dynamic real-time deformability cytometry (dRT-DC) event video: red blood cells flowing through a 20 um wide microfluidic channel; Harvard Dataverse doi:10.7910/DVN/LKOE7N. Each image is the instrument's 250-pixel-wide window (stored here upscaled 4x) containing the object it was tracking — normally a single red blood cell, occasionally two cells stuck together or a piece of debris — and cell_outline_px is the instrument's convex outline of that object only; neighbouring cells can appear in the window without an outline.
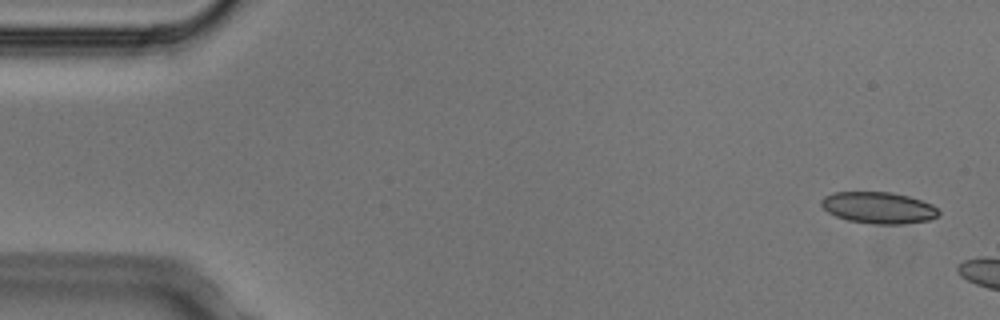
{"species": "Egyptian fruit bat (a non-hibernating species)", "species_latin": "Rousettus aegyptiacus", "temperature_condition": "cold", "stored_images_in_passage": 2, "camera_frame_rate_fps": 3000, "um_per_image_px": 0.085, "animal": {"sex": "male"}, "frame": {"image": 1, "passage_image": 1, "time_ms": 0.0, "image_size_px": [1000, 320], "cell_outline_px": [[940, 212], [936, 216], [928, 220], [900, 224], [876, 224], [848, 220], [836, 216], [828, 212], [820, 204], [820, 200], [824, 196], [836, 192], [892, 192], [908, 196], [932, 204]], "centroid_in_image_um": [74.65, 17.65], "position_along_channel_um": 10.4, "area_um2": 21.39}}